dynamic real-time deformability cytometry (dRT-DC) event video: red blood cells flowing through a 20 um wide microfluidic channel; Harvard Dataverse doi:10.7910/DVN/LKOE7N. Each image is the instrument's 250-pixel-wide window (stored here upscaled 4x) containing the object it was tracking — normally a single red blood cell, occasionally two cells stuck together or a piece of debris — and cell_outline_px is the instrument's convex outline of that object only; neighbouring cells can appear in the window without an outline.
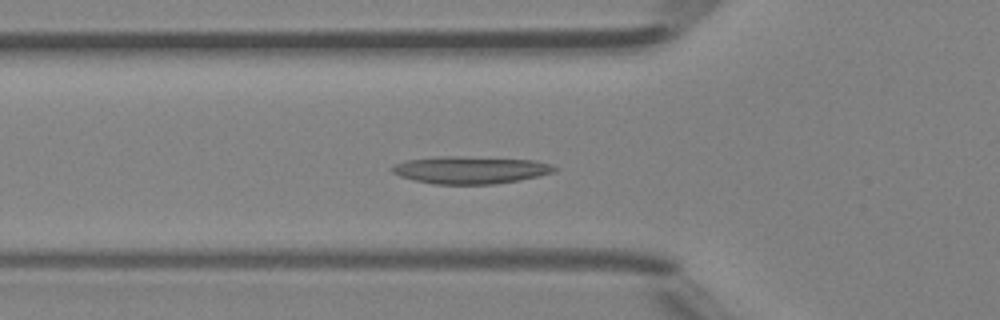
{"species": "Egyptian fruit bat (a non-hibernating species)", "species_latin": "Rousettus aegyptiacus", "temperature_condition": "room temperature", "stored_images_in_passage": 47, "camera_frame_rate_fps": 3000, "um_per_image_px": 0.085, "animal": {"sex": "female"}, "frame": {"image": 1, "passage_image": 16, "time_ms": 5.0, "image_size_px": [1000, 320], "cell_outline_px": [[560, 168], [552, 172], [540, 176], [520, 180], [492, 184], [436, 184], [416, 180], [400, 176], [392, 172], [392, 164], [404, 160], [436, 156], [460, 156], [536, 160], [552, 164]], "centroid_in_image_um": [40.0, 14.43], "position_along_channel_um": 85.8, "area_um2": 26.13}}
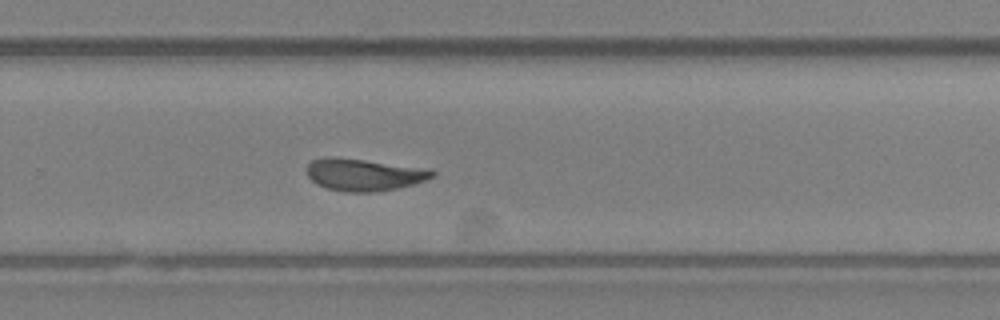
{"frame": {"image": 2, "passage_image": 31, "time_ms": 10.0, "image_size_px": [1000, 320], "cell_outline_px": [[436, 176], [416, 184], [396, 188], [372, 192], [344, 192], [328, 188], [316, 184], [308, 176], [308, 164], [312, 160], [324, 156], [332, 156], [428, 168], [436, 172]], "centroid_in_image_um": [30.96, 14.84], "position_along_channel_um": 298.8, "area_um2": 23.58}}
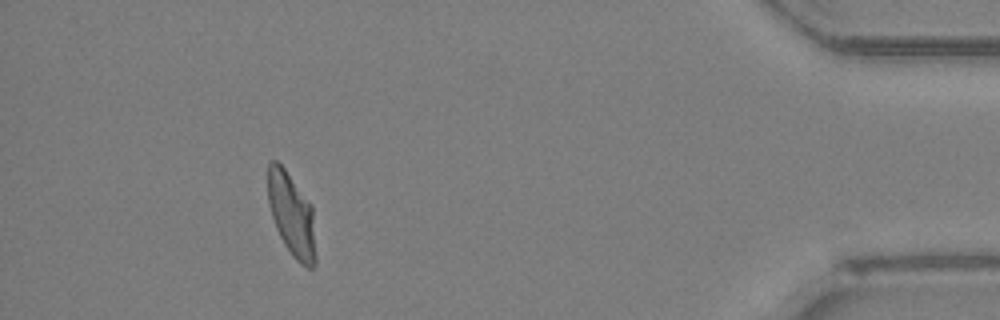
{"frame": {"image": 3, "passage_image": 43, "time_ms": 14.0, "image_size_px": [1000, 320], "cell_outline_px": [[316, 264], [312, 268], [308, 268], [300, 264], [292, 256], [284, 244], [276, 228], [268, 204], [268, 160], [276, 160], [284, 168], [312, 204], [316, 256]], "centroid_in_image_um": [24.8, 18.27], "position_along_channel_um": 410.4, "area_um2": 23.41}, "authors_computed_cell_mechanics": {"area_um2": 23.6402, "velocity_mm_per_s": 4.2762, "shape_relaxation_time_tau1_ms": null, "shape_relaxation_time_tau2_ms": 1.5785, "deformation_change_tau1": null, "deformation_change_tau2": 0.0878}}